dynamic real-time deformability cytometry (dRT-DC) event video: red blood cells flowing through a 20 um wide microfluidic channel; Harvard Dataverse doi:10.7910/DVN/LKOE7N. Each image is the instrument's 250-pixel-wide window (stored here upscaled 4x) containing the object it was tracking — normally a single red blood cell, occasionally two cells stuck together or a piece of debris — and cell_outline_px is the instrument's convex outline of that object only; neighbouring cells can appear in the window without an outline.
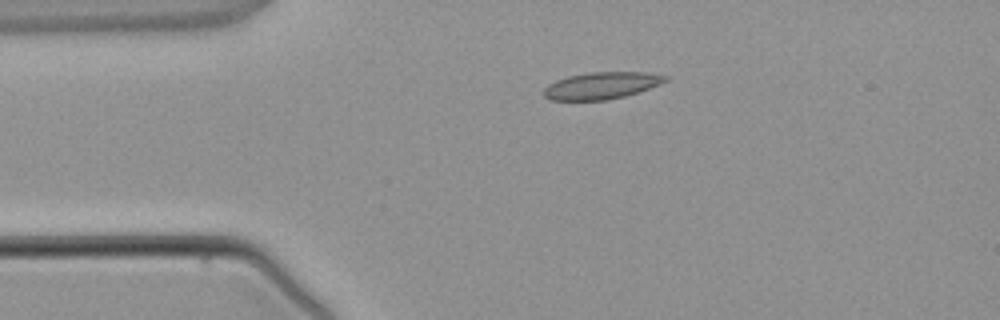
{"species": "common noctule bat (a hibernating species)", "species_latin": "Nyctalus noctula", "temperature_condition": "warm", "stored_images_in_passage": 4, "camera_frame_rate_fps": 3000, "um_per_image_px": 0.085, "animal": {"sex": "male", "body_mass_g": 21.5, "forearm_length_mm": 52.0}, "frame": {"image": 1, "passage_image": 3, "time_ms": 2.667, "image_size_px": [1000, 320], "cell_outline_px": [[668, 80], [660, 84], [624, 96], [608, 100], [552, 100], [544, 96], [544, 88], [548, 84], [556, 80], [568, 76], [592, 72], [648, 72], [668, 76]], "centroid_in_image_um": [51.12, 7.27], "position_along_channel_um": 33.9, "area_um2": 18.96}}